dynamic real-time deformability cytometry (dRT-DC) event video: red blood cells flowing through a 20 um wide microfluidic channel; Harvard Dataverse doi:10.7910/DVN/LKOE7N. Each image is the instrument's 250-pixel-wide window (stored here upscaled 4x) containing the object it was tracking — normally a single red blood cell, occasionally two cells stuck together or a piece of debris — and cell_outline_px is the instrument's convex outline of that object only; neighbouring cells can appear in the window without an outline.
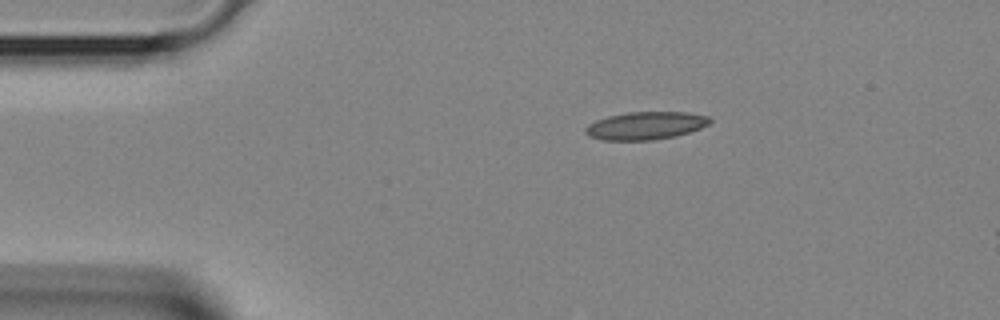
{"species": "Egyptian fruit bat (a non-hibernating species)", "species_latin": "Rousettus aegyptiacus", "temperature_condition": "room temperature", "stored_images_in_passage": 3, "segment_of_instrument_passage": [1, 2], "camera_frame_rate_fps": 3000, "um_per_image_px": 0.085, "animal": {"sex": "female"}, "frame": {"image": 1, "passage_image": 1, "time_ms": 0.0, "image_size_px": [1000, 320], "cell_outline_px": [[712, 120], [708, 124], [700, 128], [676, 136], [652, 140], [600, 140], [588, 136], [584, 132], [584, 128], [588, 124], [596, 120], [608, 116], [628, 112], [688, 112], [708, 116]], "centroid_in_image_um": [54.84, 10.68], "position_along_channel_um": 30.2, "area_um2": 20.23}}